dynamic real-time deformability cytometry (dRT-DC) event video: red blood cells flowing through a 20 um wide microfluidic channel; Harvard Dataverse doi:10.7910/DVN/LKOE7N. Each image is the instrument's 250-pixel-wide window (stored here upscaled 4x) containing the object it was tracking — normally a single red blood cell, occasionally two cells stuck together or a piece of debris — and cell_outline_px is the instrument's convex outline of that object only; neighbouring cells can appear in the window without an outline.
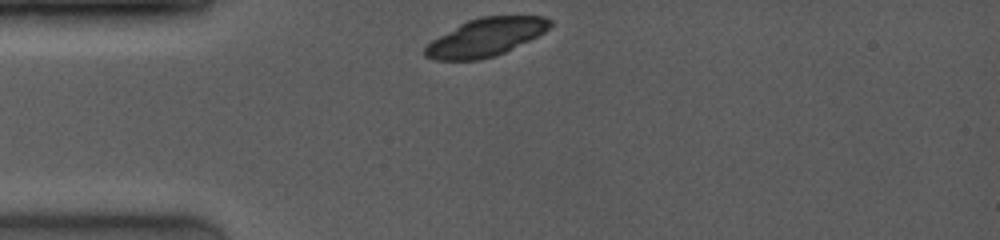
{"species": "common noctule bat (a hibernating species)", "species_latin": "Nyctalus noctula", "temperature_condition": "room temperature", "stored_images_in_passage": 3, "camera_frame_rate_fps": 4000, "um_per_image_px": 0.085, "animal": {"sex": "female", "body_mass_g": 19.0, "forearm_length_mm": 53.3}, "frame": {"image": 1, "passage_image": 1, "time_ms": 0.0, "image_size_px": [1000, 240], "cell_outline_px": [[552, 24], [544, 32], [504, 52], [480, 60], [436, 60], [424, 56], [424, 48], [432, 40], [460, 24], [468, 20], [480, 16], [544, 16], [552, 20]], "centroid_in_image_um": [41.27, 3.16], "position_along_channel_um": 43.7, "area_um2": 27.28}}